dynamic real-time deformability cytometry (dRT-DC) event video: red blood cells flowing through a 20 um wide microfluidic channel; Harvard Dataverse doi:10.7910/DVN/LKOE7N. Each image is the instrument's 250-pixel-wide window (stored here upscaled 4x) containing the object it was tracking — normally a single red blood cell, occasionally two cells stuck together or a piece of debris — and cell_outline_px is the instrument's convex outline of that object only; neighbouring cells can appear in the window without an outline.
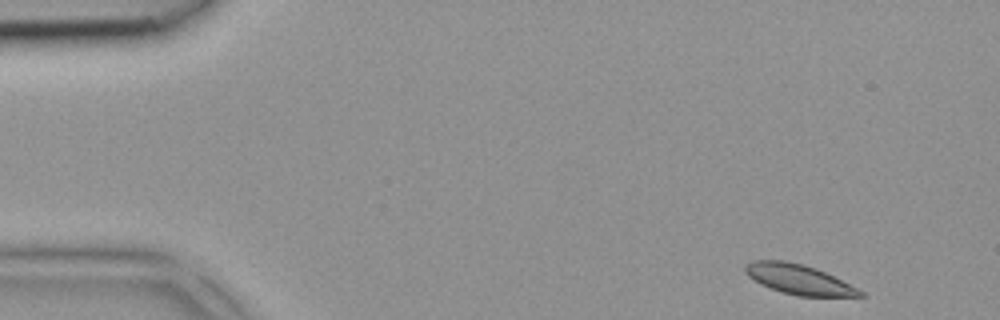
{"species": "common noctule bat (a hibernating species)", "species_latin": "Nyctalus noctula", "temperature_condition": "room temperature", "stored_images_in_passage": 3, "camera_frame_rate_fps": 3000, "um_per_image_px": 0.085, "animal": {"sex": "female", "body_mass_g": 18.4}, "frame": {"image": 1, "passage_image": 1, "time_ms": 0.0, "image_size_px": [1000, 320], "cell_outline_px": [[864, 296], [796, 296], [760, 284], [748, 276], [744, 272], [744, 268], [752, 260], [784, 260], [804, 264], [816, 268], [864, 292]], "centroid_in_image_um": [67.85, 23.73], "position_along_channel_um": 17.2, "area_um2": 19.65}}